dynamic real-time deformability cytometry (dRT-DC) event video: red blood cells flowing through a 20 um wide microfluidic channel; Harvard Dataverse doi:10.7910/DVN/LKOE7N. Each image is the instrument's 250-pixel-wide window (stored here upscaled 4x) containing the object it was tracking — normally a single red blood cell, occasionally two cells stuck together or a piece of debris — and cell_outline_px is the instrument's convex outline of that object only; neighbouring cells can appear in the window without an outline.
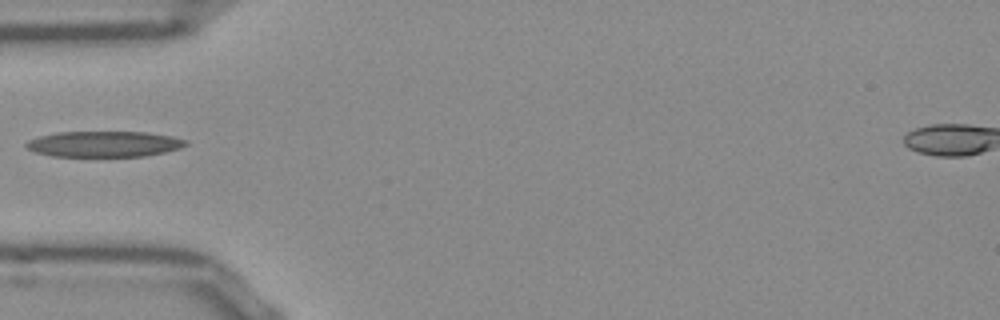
{"species": "Egyptian fruit bat (a non-hibernating species)", "species_latin": "Rousettus aegyptiacus", "temperature_condition": "room temperature", "stored_images_in_passage": 36, "camera_frame_rate_fps": 3000, "um_per_image_px": 0.085, "frame": {"image": 1, "passage_image": 1, "time_ms": 0.0, "image_size_px": [1000, 320], "cell_outline_px": [[188, 144], [180, 148], [164, 152], [144, 156], [52, 156], [36, 152], [28, 148], [24, 144], [28, 140], [40, 136], [56, 132], [148, 132], [172, 136], [188, 140]], "centroid_in_image_um": [8.87, 12.23], "position_along_channel_um": 76.1, "area_um2": 23.93}}
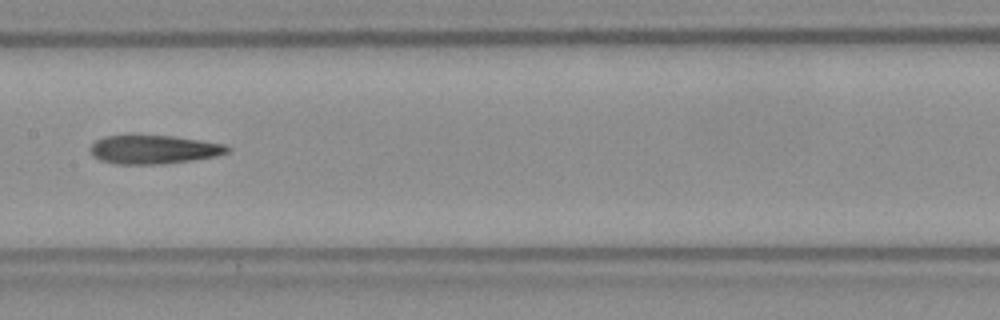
{"frame": {"image": 2, "passage_image": 10, "time_ms": 3.0, "image_size_px": [1000, 320], "cell_outline_px": [[232, 148], [228, 152], [212, 156], [192, 160], [156, 164], [116, 164], [100, 160], [92, 152], [92, 144], [96, 140], [104, 136], [124, 132], [132, 132], [172, 136], [224, 144]], "centroid_in_image_um": [13.0, 12.65], "position_along_channel_um": 194.4, "area_um2": 23.41}}
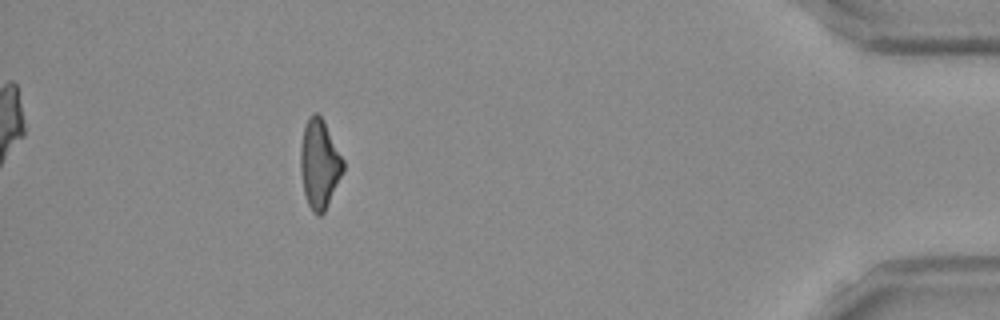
{"frame": {"image": 3, "passage_image": 31, "time_ms": 10.0, "image_size_px": [1000, 320], "cell_outline_px": [[344, 168], [328, 204], [324, 212], [320, 216], [316, 216], [312, 212], [308, 204], [304, 192], [300, 172], [300, 144], [304, 128], [308, 116], [312, 112], [316, 112], [324, 120], [344, 160]], "centroid_in_image_um": [27.13, 13.91], "position_along_channel_um": 408.1, "area_um2": 22.2}}